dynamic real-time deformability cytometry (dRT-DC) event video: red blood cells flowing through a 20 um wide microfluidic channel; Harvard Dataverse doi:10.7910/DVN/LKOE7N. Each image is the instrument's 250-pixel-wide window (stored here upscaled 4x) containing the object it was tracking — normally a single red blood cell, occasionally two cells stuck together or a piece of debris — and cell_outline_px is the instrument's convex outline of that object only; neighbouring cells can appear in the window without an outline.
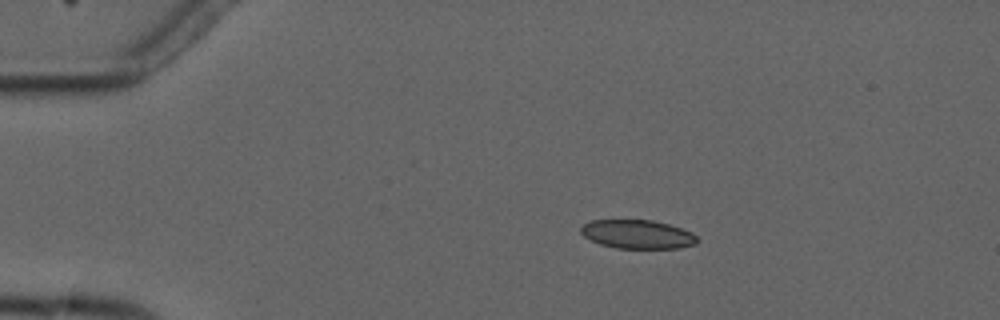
{"species": "common noctule bat (a hibernating species)", "species_latin": "Nyctalus noctula", "temperature_condition": "cold", "stored_images_in_passage": 8, "camera_frame_rate_fps": 3000, "um_per_image_px": 0.085, "animal": {"sex": "male", "forearm_length_mm": 52.5}, "frame": {"image": 1, "passage_image": 3, "time_ms": 2.333, "image_size_px": [1000, 320], "cell_outline_px": [[700, 240], [696, 244], [680, 248], [616, 248], [600, 244], [584, 236], [580, 232], [580, 228], [584, 224], [592, 220], [652, 220], [668, 224], [692, 232]], "centroid_in_image_um": [54.21, 19.91], "position_along_channel_um": 30.8, "area_um2": 19.48}}
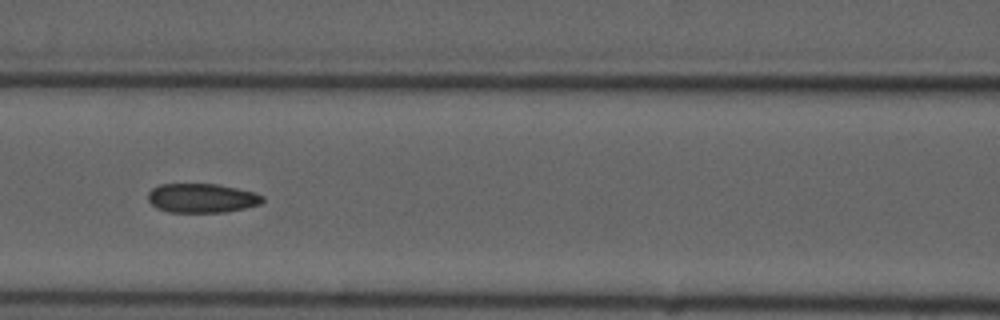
{"frame": {"image": 2, "passage_image": 7, "time_ms": 7.0, "image_size_px": [1000, 320], "cell_outline_px": [[264, 200], [260, 204], [244, 208], [224, 212], [168, 212], [156, 208], [148, 200], [148, 192], [152, 188], [160, 184], [216, 184], [236, 188], [252, 192], [264, 196]], "centroid_in_image_um": [17.12, 16.84], "position_along_channel_um": 149.5, "area_um2": 19.42}}
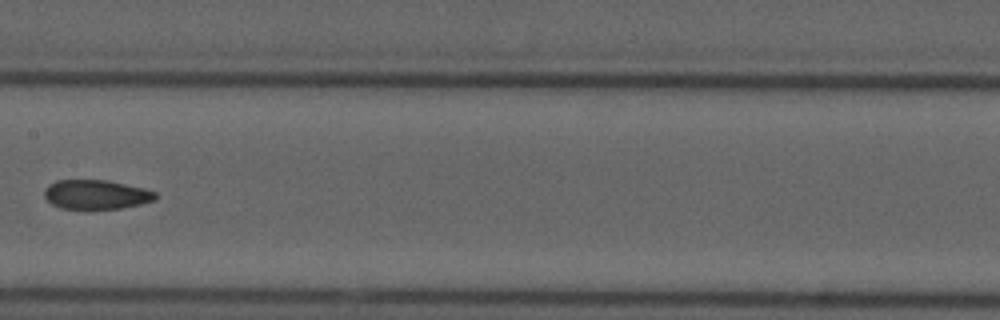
{"frame": {"image": 3, "passage_image": 8, "time_ms": 8.333, "image_size_px": [1000, 320], "cell_outline_px": [[156, 200], [140, 204], [120, 208], [88, 212], [60, 208], [52, 204], [44, 196], [44, 188], [48, 184], [56, 180], [108, 180], [144, 188], [156, 192]], "centroid_in_image_um": [8.13, 16.57], "position_along_channel_um": 199.3, "area_um2": 19.77}}